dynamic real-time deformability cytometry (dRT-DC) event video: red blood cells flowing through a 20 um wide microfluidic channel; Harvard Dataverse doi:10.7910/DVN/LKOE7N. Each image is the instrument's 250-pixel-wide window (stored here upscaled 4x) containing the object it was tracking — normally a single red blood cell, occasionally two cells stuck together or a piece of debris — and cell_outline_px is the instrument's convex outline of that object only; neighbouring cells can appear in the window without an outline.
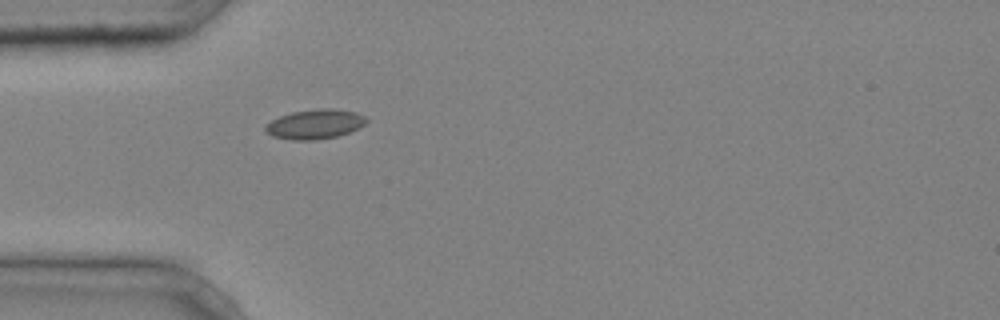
{"species": "common noctule bat (a hibernating species)", "species_latin": "Nyctalus noctula", "temperature_condition": "cold", "stored_images_in_passage": 29, "camera_frame_rate_fps": 3000, "um_per_image_px": 0.085, "animal": {"sex": "male", "body_mass_g": 20.4}, "frame": {"image": 1, "passage_image": 1, "time_ms": 0.0, "image_size_px": [1000, 320], "cell_outline_px": [[368, 120], [364, 124], [348, 132], [336, 136], [316, 140], [292, 140], [272, 136], [264, 128], [272, 120], [280, 116], [292, 112], [316, 108], [332, 108], [356, 112], [364, 116]], "centroid_in_image_um": [26.77, 10.54], "position_along_channel_um": 58.2, "area_um2": 17.22}}
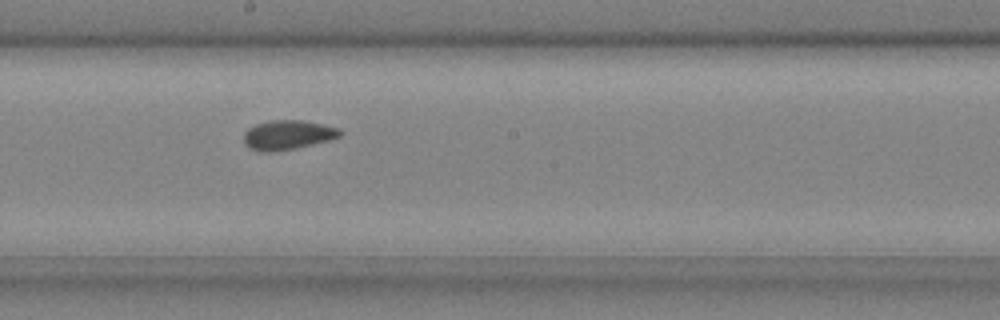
{"frame": {"image": 2, "passage_image": 13, "time_ms": 4.0, "image_size_px": [1000, 320], "cell_outline_px": [[340, 136], [328, 140], [296, 148], [268, 152], [260, 152], [244, 144], [244, 132], [248, 128], [256, 124], [272, 120], [304, 120], [340, 128]], "centroid_in_image_um": [24.43, 11.46], "position_along_channel_um": 223.8, "area_um2": 16.36}}
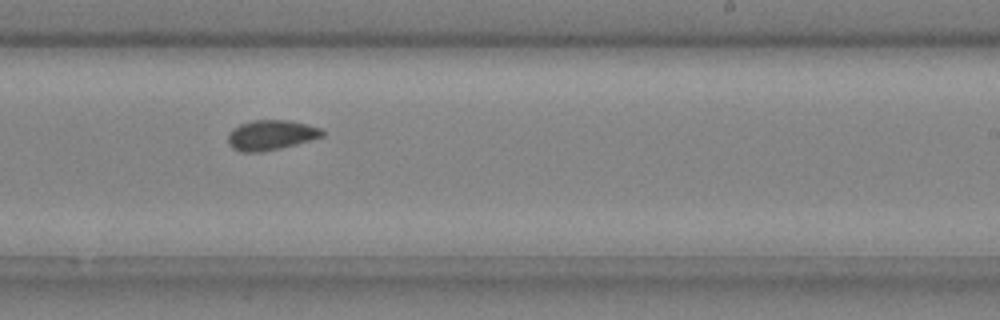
{"frame": {"image": 3, "passage_image": 16, "time_ms": 5.0, "image_size_px": [1000, 320], "cell_outline_px": [[324, 136], [296, 144], [280, 148], [260, 152], [240, 152], [232, 148], [228, 144], [228, 132], [232, 128], [240, 124], [252, 120], [288, 120], [320, 128], [324, 132]], "centroid_in_image_um": [22.98, 11.48], "position_along_channel_um": 266.0, "area_um2": 16.47}, "authors_computed_cell_mechanics": {"area_um2": 16.3574, "velocity_mm_per_s": 4.2264, "shape_relaxation_time_tau1_ms": null, "shape_relaxation_time_tau2_ms": 1.8154, "deformation_change_tau1": null, "deformation_change_tau2": 0.0395}}